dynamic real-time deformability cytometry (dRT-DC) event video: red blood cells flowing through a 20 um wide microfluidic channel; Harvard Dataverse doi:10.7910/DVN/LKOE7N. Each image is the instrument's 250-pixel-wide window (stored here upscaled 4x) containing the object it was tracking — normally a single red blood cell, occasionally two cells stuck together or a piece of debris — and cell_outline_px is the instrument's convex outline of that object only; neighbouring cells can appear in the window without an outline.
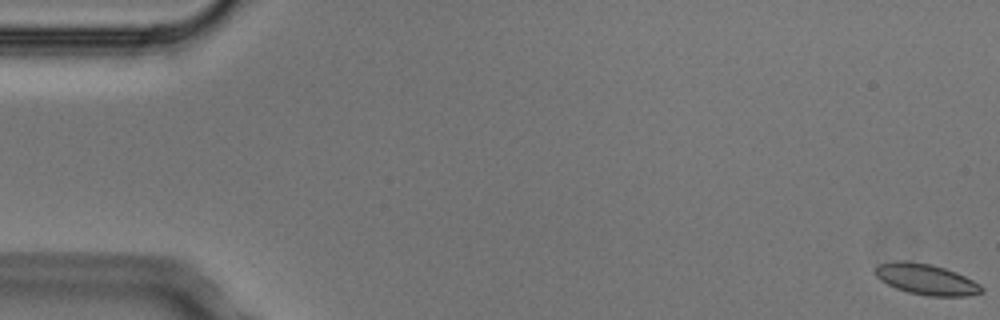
{"species": "Egyptian fruit bat (a non-hibernating species)", "species_latin": "Rousettus aegyptiacus", "temperature_condition": "cold", "stored_images_in_passage": 3, "camera_frame_rate_fps": 3000, "um_per_image_px": 0.085, "animal": {"sex": "male"}, "frame": {"image": 1, "passage_image": 1, "time_ms": 0.0, "image_size_px": [1000, 320], "cell_outline_px": [[984, 292], [968, 296], [928, 296], [908, 292], [896, 288], [880, 280], [876, 276], [876, 268], [880, 264], [896, 260], [908, 260], [932, 264], [956, 272], [980, 284], [984, 288]], "centroid_in_image_um": [78.75, 23.74], "position_along_channel_um": 6.3, "area_um2": 19.13}}